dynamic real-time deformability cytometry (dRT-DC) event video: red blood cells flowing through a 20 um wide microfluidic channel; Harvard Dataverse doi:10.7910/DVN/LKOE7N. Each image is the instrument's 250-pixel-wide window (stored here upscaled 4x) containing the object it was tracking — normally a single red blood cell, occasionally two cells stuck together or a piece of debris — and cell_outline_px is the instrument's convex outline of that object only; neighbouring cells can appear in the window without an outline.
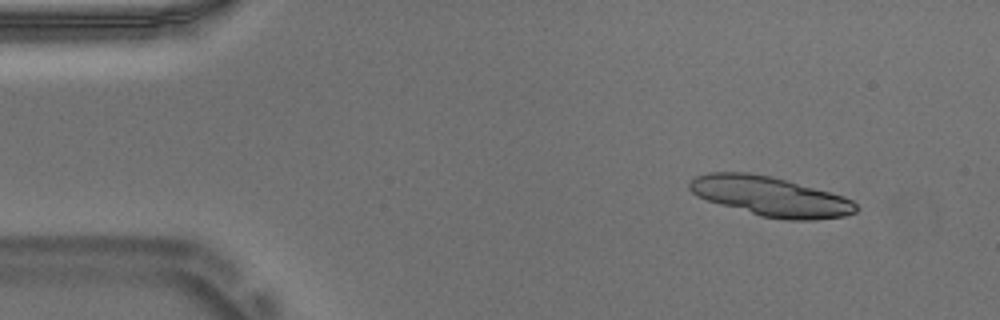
{"species": "Egyptian fruit bat (a non-hibernating species)", "species_latin": "Rousettus aegyptiacus", "temperature_condition": "warm", "stored_images_in_passage": 49, "segment_of_instrument_passage": [1, 2], "camera_frame_rate_fps": 3000, "um_per_image_px": 0.085, "animal": {"sex": "male"}, "frame": {"image": 1, "passage_image": 1, "time_ms": 0.0, "image_size_px": [1000, 320], "cell_outline_px": [[856, 212], [844, 216], [816, 220], [784, 220], [760, 216], [720, 204], [696, 196], [688, 188], [688, 184], [696, 176], [708, 172], [748, 172], [772, 176], [788, 180], [844, 196], [852, 200], [856, 204]], "centroid_in_image_um": [65.49, 16.69], "position_along_channel_um": 19.5, "area_um2": 38.49}}